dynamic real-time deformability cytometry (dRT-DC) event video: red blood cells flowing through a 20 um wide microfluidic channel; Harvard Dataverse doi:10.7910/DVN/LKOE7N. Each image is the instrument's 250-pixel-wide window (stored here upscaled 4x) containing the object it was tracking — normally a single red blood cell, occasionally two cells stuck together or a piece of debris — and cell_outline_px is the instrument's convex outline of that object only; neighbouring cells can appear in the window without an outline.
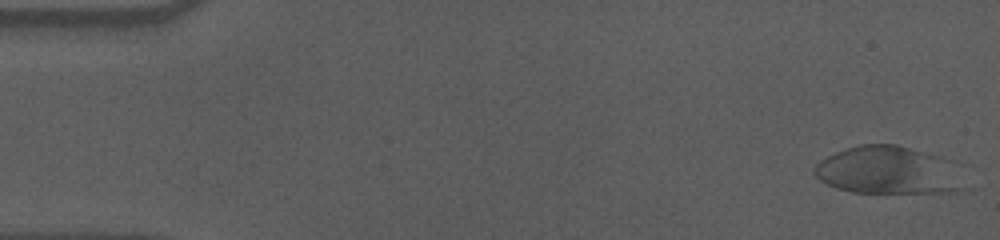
{"species": "human", "species_latin": "Homo sapiens", "temperature_condition": "cold", "stored_images_in_passage": 56, "camera_frame_rate_fps": 3000, "um_per_image_px": 0.085, "donor": {"sex": "male"}, "frame": {"image": 1, "passage_image": 1, "time_ms": 0.0, "image_size_px": [1000, 240], "cell_outline_px": [[964, 188], [956, 192], [852, 192], [836, 188], [820, 180], [812, 172], [816, 164], [820, 160], [836, 152], [860, 144], [896, 144], [940, 156], [944, 160]], "centroid_in_image_um": [75.36, 14.48], "position_along_channel_um": 9.6, "area_um2": 40.58}}
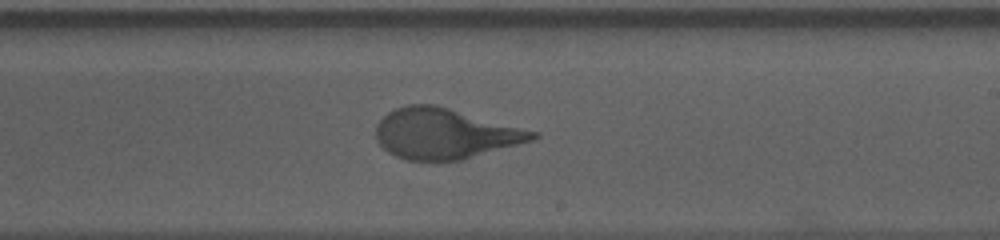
{"frame": {"image": 2, "passage_image": 33, "time_ms": 10.667, "image_size_px": [1000, 240], "cell_outline_px": [[540, 136], [532, 140], [464, 160], [436, 164], [408, 160], [396, 156], [388, 152], [376, 140], [376, 124], [388, 112], [396, 108], [408, 104], [436, 104], [540, 132]], "centroid_in_image_um": [37.82, 11.39], "position_along_channel_um": 251.2, "area_um2": 46.99}}
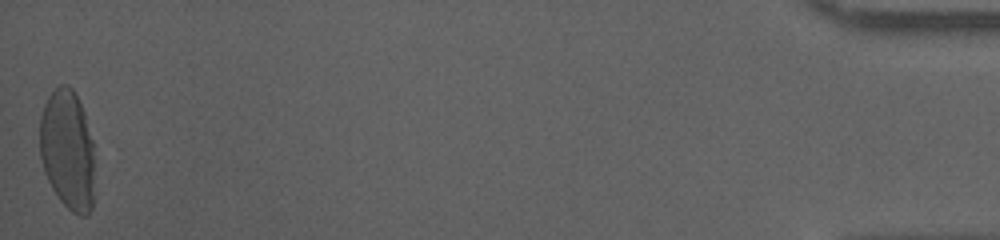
{"frame": {"image": 3, "passage_image": 56, "time_ms": 18.333, "image_size_px": [1000, 240], "cell_outline_px": [[92, 208], [84, 216], [80, 216], [72, 212], [60, 200], [52, 188], [44, 172], [40, 156], [40, 116], [44, 104], [48, 96], [60, 84], [68, 84], [72, 88], [84, 112], [92, 140]], "centroid_in_image_um": [5.71, 12.72], "position_along_channel_um": 429.5, "area_um2": 37.92}, "authors_computed_cell_mechanics": {"area_um2": 43.2633, "velocity_mm_per_s": 3.5573, "shape_relaxation_time_tau1_ms": 5.2607, "shape_relaxation_time_tau2_ms": null, "deformation_change_tau1": 0.1949, "deformation_change_tau2": null}}